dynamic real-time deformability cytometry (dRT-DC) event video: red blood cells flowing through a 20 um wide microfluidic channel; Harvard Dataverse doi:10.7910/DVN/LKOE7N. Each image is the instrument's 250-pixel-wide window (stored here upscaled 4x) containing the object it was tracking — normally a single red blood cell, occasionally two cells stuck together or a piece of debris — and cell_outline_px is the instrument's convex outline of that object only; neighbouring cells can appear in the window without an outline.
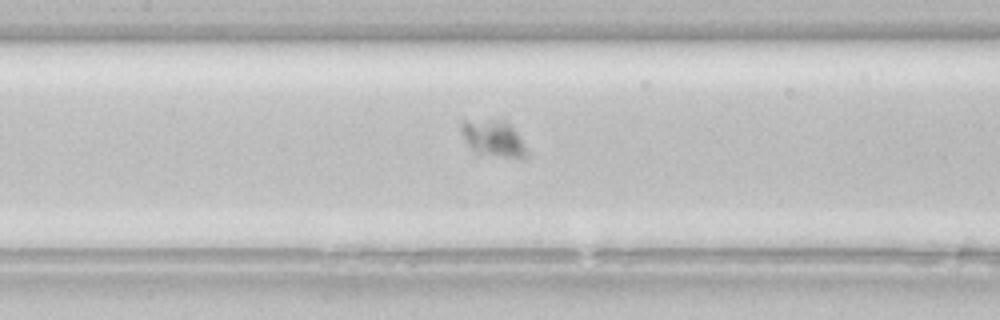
{"species": "common noctule bat (a hibernating species)", "species_latin": "Nyctalus noctula", "temperature_condition": "room temperature", "stored_images_in_passage": 48, "camera_frame_rate_fps": 3000, "um_per_image_px": 0.085, "animal": {"sex": "female", "body_mass_g": 22.7, "forearm_length_mm": 54.2}, "frame": {"image": 1, "passage_image": 17, "time_ms": 5.333, "image_size_px": [1000, 320], "cell_outline_px": [[524, 156], [504, 156], [476, 152], [468, 144], [460, 128], [460, 120], [504, 120], [516, 132], [524, 148]], "centroid_in_image_um": [41.83, 11.69], "position_along_channel_um": 165.6, "area_um2": 12.95}}
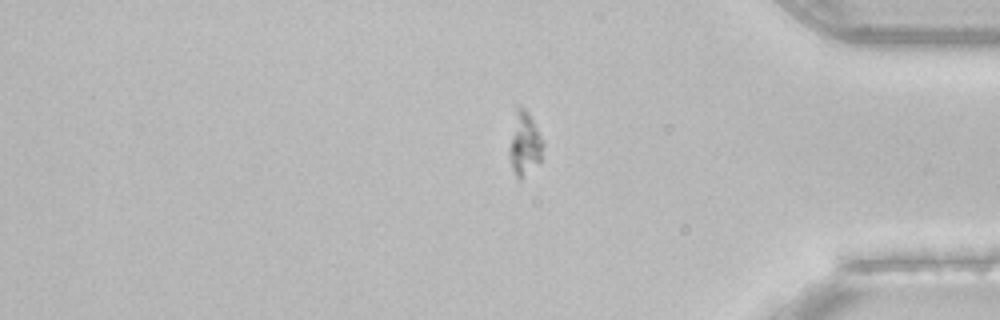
{"frame": {"image": 2, "passage_image": 38, "time_ms": 12.333, "image_size_px": [1000, 320], "cell_outline_px": [[544, 144], [540, 160], [520, 180], [516, 176], [512, 168], [508, 156], [508, 152], [516, 104], [520, 104], [528, 112], [544, 140]], "centroid_in_image_um": [44.57, 12.17], "position_along_channel_um": 390.6, "area_um2": 12.54}}
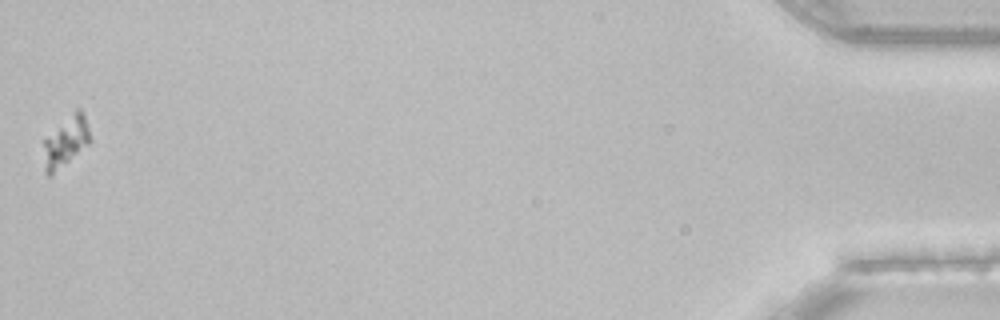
{"frame": {"image": 3, "passage_image": 48, "time_ms": 15.667, "image_size_px": [1000, 320], "cell_outline_px": [[92, 140], [88, 144], [48, 176], [44, 172], [44, 140], [76, 108], [80, 108], [84, 116]], "centroid_in_image_um": [5.6, 12.0], "position_along_channel_um": 429.6, "area_um2": 12.95}}